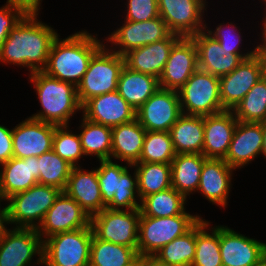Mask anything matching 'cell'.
I'll use <instances>...</instances> for the list:
<instances>
[{"instance_id": "obj_1", "label": "cell", "mask_w": 266, "mask_h": 266, "mask_svg": "<svg viewBox=\"0 0 266 266\" xmlns=\"http://www.w3.org/2000/svg\"><path fill=\"white\" fill-rule=\"evenodd\" d=\"M57 32L37 20V14H27L10 32L0 49V61L26 66L29 72L43 71Z\"/></svg>"}, {"instance_id": "obj_2", "label": "cell", "mask_w": 266, "mask_h": 266, "mask_svg": "<svg viewBox=\"0 0 266 266\" xmlns=\"http://www.w3.org/2000/svg\"><path fill=\"white\" fill-rule=\"evenodd\" d=\"M96 36L79 31L61 40L58 35L51 46L43 72L77 87L92 56L104 45Z\"/></svg>"}, {"instance_id": "obj_3", "label": "cell", "mask_w": 266, "mask_h": 266, "mask_svg": "<svg viewBox=\"0 0 266 266\" xmlns=\"http://www.w3.org/2000/svg\"><path fill=\"white\" fill-rule=\"evenodd\" d=\"M29 78L34 83L42 107V111L31 118L56 126H68L72 115L82 110L77 87L73 84L53 78L43 71L30 73Z\"/></svg>"}, {"instance_id": "obj_4", "label": "cell", "mask_w": 266, "mask_h": 266, "mask_svg": "<svg viewBox=\"0 0 266 266\" xmlns=\"http://www.w3.org/2000/svg\"><path fill=\"white\" fill-rule=\"evenodd\" d=\"M61 192L56 187L37 183L10 196L6 199L9 204L4 207L5 225L14 223L17 228L37 229Z\"/></svg>"}, {"instance_id": "obj_5", "label": "cell", "mask_w": 266, "mask_h": 266, "mask_svg": "<svg viewBox=\"0 0 266 266\" xmlns=\"http://www.w3.org/2000/svg\"><path fill=\"white\" fill-rule=\"evenodd\" d=\"M202 217L184 211L172 217L140 216L137 252L153 257L166 244L190 231Z\"/></svg>"}, {"instance_id": "obj_6", "label": "cell", "mask_w": 266, "mask_h": 266, "mask_svg": "<svg viewBox=\"0 0 266 266\" xmlns=\"http://www.w3.org/2000/svg\"><path fill=\"white\" fill-rule=\"evenodd\" d=\"M124 66V56L107 49L104 44L92 56L88 69L77 86L80 104L83 106L90 98L116 91Z\"/></svg>"}, {"instance_id": "obj_7", "label": "cell", "mask_w": 266, "mask_h": 266, "mask_svg": "<svg viewBox=\"0 0 266 266\" xmlns=\"http://www.w3.org/2000/svg\"><path fill=\"white\" fill-rule=\"evenodd\" d=\"M109 160H100L97 168V179L100 185L102 202L109 209L134 210L139 209L141 202L138 197V177L136 170L134 178L129 174L127 166H122Z\"/></svg>"}, {"instance_id": "obj_8", "label": "cell", "mask_w": 266, "mask_h": 266, "mask_svg": "<svg viewBox=\"0 0 266 266\" xmlns=\"http://www.w3.org/2000/svg\"><path fill=\"white\" fill-rule=\"evenodd\" d=\"M91 224L43 240V264L46 266H89L93 237Z\"/></svg>"}, {"instance_id": "obj_9", "label": "cell", "mask_w": 266, "mask_h": 266, "mask_svg": "<svg viewBox=\"0 0 266 266\" xmlns=\"http://www.w3.org/2000/svg\"><path fill=\"white\" fill-rule=\"evenodd\" d=\"M178 94L183 114L207 116L224 111L220 99L219 77L199 68L178 90Z\"/></svg>"}, {"instance_id": "obj_10", "label": "cell", "mask_w": 266, "mask_h": 266, "mask_svg": "<svg viewBox=\"0 0 266 266\" xmlns=\"http://www.w3.org/2000/svg\"><path fill=\"white\" fill-rule=\"evenodd\" d=\"M140 210L105 208L91 217L94 235L106 242L137 248Z\"/></svg>"}, {"instance_id": "obj_11", "label": "cell", "mask_w": 266, "mask_h": 266, "mask_svg": "<svg viewBox=\"0 0 266 266\" xmlns=\"http://www.w3.org/2000/svg\"><path fill=\"white\" fill-rule=\"evenodd\" d=\"M43 238L37 229H7L0 231V266H30L35 255L37 264H43Z\"/></svg>"}, {"instance_id": "obj_12", "label": "cell", "mask_w": 266, "mask_h": 266, "mask_svg": "<svg viewBox=\"0 0 266 266\" xmlns=\"http://www.w3.org/2000/svg\"><path fill=\"white\" fill-rule=\"evenodd\" d=\"M206 3V0H158L159 15L172 34L192 37L208 28L202 21Z\"/></svg>"}, {"instance_id": "obj_13", "label": "cell", "mask_w": 266, "mask_h": 266, "mask_svg": "<svg viewBox=\"0 0 266 266\" xmlns=\"http://www.w3.org/2000/svg\"><path fill=\"white\" fill-rule=\"evenodd\" d=\"M222 266H263L266 263V243L219 226Z\"/></svg>"}, {"instance_id": "obj_14", "label": "cell", "mask_w": 266, "mask_h": 266, "mask_svg": "<svg viewBox=\"0 0 266 266\" xmlns=\"http://www.w3.org/2000/svg\"><path fill=\"white\" fill-rule=\"evenodd\" d=\"M182 114L178 91L158 90L136 110V119L146 131H167Z\"/></svg>"}, {"instance_id": "obj_15", "label": "cell", "mask_w": 266, "mask_h": 266, "mask_svg": "<svg viewBox=\"0 0 266 266\" xmlns=\"http://www.w3.org/2000/svg\"><path fill=\"white\" fill-rule=\"evenodd\" d=\"M265 67L255 54L228 75L219 78L220 99L224 110H233L248 91L263 77Z\"/></svg>"}, {"instance_id": "obj_16", "label": "cell", "mask_w": 266, "mask_h": 266, "mask_svg": "<svg viewBox=\"0 0 266 266\" xmlns=\"http://www.w3.org/2000/svg\"><path fill=\"white\" fill-rule=\"evenodd\" d=\"M56 125L28 117L12 129L13 157H38L53 150Z\"/></svg>"}, {"instance_id": "obj_17", "label": "cell", "mask_w": 266, "mask_h": 266, "mask_svg": "<svg viewBox=\"0 0 266 266\" xmlns=\"http://www.w3.org/2000/svg\"><path fill=\"white\" fill-rule=\"evenodd\" d=\"M196 44L198 52V67L216 77L231 73L244 59L256 54V49L244 54H233L220 46V43L206 33L200 31L191 37Z\"/></svg>"}, {"instance_id": "obj_18", "label": "cell", "mask_w": 266, "mask_h": 266, "mask_svg": "<svg viewBox=\"0 0 266 266\" xmlns=\"http://www.w3.org/2000/svg\"><path fill=\"white\" fill-rule=\"evenodd\" d=\"M124 22L123 26L112 32L106 39L112 45L119 46V50L113 49L112 51L121 56L133 49L163 40L171 34L161 17L143 22L127 20Z\"/></svg>"}, {"instance_id": "obj_19", "label": "cell", "mask_w": 266, "mask_h": 266, "mask_svg": "<svg viewBox=\"0 0 266 266\" xmlns=\"http://www.w3.org/2000/svg\"><path fill=\"white\" fill-rule=\"evenodd\" d=\"M90 222V216L81 206L65 192H61L47 211L37 231L46 239L58 233L86 228Z\"/></svg>"}, {"instance_id": "obj_20", "label": "cell", "mask_w": 266, "mask_h": 266, "mask_svg": "<svg viewBox=\"0 0 266 266\" xmlns=\"http://www.w3.org/2000/svg\"><path fill=\"white\" fill-rule=\"evenodd\" d=\"M198 52L191 37H182L172 48L159 87L178 91L198 69Z\"/></svg>"}, {"instance_id": "obj_21", "label": "cell", "mask_w": 266, "mask_h": 266, "mask_svg": "<svg viewBox=\"0 0 266 266\" xmlns=\"http://www.w3.org/2000/svg\"><path fill=\"white\" fill-rule=\"evenodd\" d=\"M83 117L87 120L114 127L136 119V110L118 91L90 98L83 106Z\"/></svg>"}, {"instance_id": "obj_22", "label": "cell", "mask_w": 266, "mask_h": 266, "mask_svg": "<svg viewBox=\"0 0 266 266\" xmlns=\"http://www.w3.org/2000/svg\"><path fill=\"white\" fill-rule=\"evenodd\" d=\"M237 122L232 110L204 116L202 154L206 158L225 159Z\"/></svg>"}, {"instance_id": "obj_23", "label": "cell", "mask_w": 266, "mask_h": 266, "mask_svg": "<svg viewBox=\"0 0 266 266\" xmlns=\"http://www.w3.org/2000/svg\"><path fill=\"white\" fill-rule=\"evenodd\" d=\"M181 38L171 33L163 40L133 49L124 55L125 65L131 70L159 79L173 46Z\"/></svg>"}, {"instance_id": "obj_24", "label": "cell", "mask_w": 266, "mask_h": 266, "mask_svg": "<svg viewBox=\"0 0 266 266\" xmlns=\"http://www.w3.org/2000/svg\"><path fill=\"white\" fill-rule=\"evenodd\" d=\"M263 129L261 123L238 121L225 161L233 168H243L262 154Z\"/></svg>"}, {"instance_id": "obj_25", "label": "cell", "mask_w": 266, "mask_h": 266, "mask_svg": "<svg viewBox=\"0 0 266 266\" xmlns=\"http://www.w3.org/2000/svg\"><path fill=\"white\" fill-rule=\"evenodd\" d=\"M64 192L73 198L90 218L106 208L102 202L97 168L88 172L79 165L72 167Z\"/></svg>"}, {"instance_id": "obj_26", "label": "cell", "mask_w": 266, "mask_h": 266, "mask_svg": "<svg viewBox=\"0 0 266 266\" xmlns=\"http://www.w3.org/2000/svg\"><path fill=\"white\" fill-rule=\"evenodd\" d=\"M0 168V192L5 201L10 196L26 191L38 183V157H12Z\"/></svg>"}, {"instance_id": "obj_27", "label": "cell", "mask_w": 266, "mask_h": 266, "mask_svg": "<svg viewBox=\"0 0 266 266\" xmlns=\"http://www.w3.org/2000/svg\"><path fill=\"white\" fill-rule=\"evenodd\" d=\"M233 170L235 169L231 168L224 159L206 158L197 191H201L200 193L212 204L226 207Z\"/></svg>"}, {"instance_id": "obj_28", "label": "cell", "mask_w": 266, "mask_h": 266, "mask_svg": "<svg viewBox=\"0 0 266 266\" xmlns=\"http://www.w3.org/2000/svg\"><path fill=\"white\" fill-rule=\"evenodd\" d=\"M145 136L146 130L137 119L112 127L111 158L122 160L129 167L137 163Z\"/></svg>"}, {"instance_id": "obj_29", "label": "cell", "mask_w": 266, "mask_h": 266, "mask_svg": "<svg viewBox=\"0 0 266 266\" xmlns=\"http://www.w3.org/2000/svg\"><path fill=\"white\" fill-rule=\"evenodd\" d=\"M176 154H202L204 116L181 114L169 130Z\"/></svg>"}, {"instance_id": "obj_30", "label": "cell", "mask_w": 266, "mask_h": 266, "mask_svg": "<svg viewBox=\"0 0 266 266\" xmlns=\"http://www.w3.org/2000/svg\"><path fill=\"white\" fill-rule=\"evenodd\" d=\"M159 88V79L138 71L122 68L117 91L135 110H138Z\"/></svg>"}, {"instance_id": "obj_31", "label": "cell", "mask_w": 266, "mask_h": 266, "mask_svg": "<svg viewBox=\"0 0 266 266\" xmlns=\"http://www.w3.org/2000/svg\"><path fill=\"white\" fill-rule=\"evenodd\" d=\"M206 157L199 153L176 154L171 162V184L186 198L197 191Z\"/></svg>"}, {"instance_id": "obj_32", "label": "cell", "mask_w": 266, "mask_h": 266, "mask_svg": "<svg viewBox=\"0 0 266 266\" xmlns=\"http://www.w3.org/2000/svg\"><path fill=\"white\" fill-rule=\"evenodd\" d=\"M130 167L135 168L137 173L140 200L172 187L171 163L137 162Z\"/></svg>"}, {"instance_id": "obj_33", "label": "cell", "mask_w": 266, "mask_h": 266, "mask_svg": "<svg viewBox=\"0 0 266 266\" xmlns=\"http://www.w3.org/2000/svg\"><path fill=\"white\" fill-rule=\"evenodd\" d=\"M186 197L173 187L139 200L141 216L172 217L185 211Z\"/></svg>"}, {"instance_id": "obj_34", "label": "cell", "mask_w": 266, "mask_h": 266, "mask_svg": "<svg viewBox=\"0 0 266 266\" xmlns=\"http://www.w3.org/2000/svg\"><path fill=\"white\" fill-rule=\"evenodd\" d=\"M138 257L137 248L102 241L93 234L89 266H128Z\"/></svg>"}, {"instance_id": "obj_35", "label": "cell", "mask_w": 266, "mask_h": 266, "mask_svg": "<svg viewBox=\"0 0 266 266\" xmlns=\"http://www.w3.org/2000/svg\"><path fill=\"white\" fill-rule=\"evenodd\" d=\"M79 134L84 154L95 155L100 160L111 159L112 127L97 124L82 118Z\"/></svg>"}, {"instance_id": "obj_36", "label": "cell", "mask_w": 266, "mask_h": 266, "mask_svg": "<svg viewBox=\"0 0 266 266\" xmlns=\"http://www.w3.org/2000/svg\"><path fill=\"white\" fill-rule=\"evenodd\" d=\"M196 250V225L162 247L153 258L166 266H191Z\"/></svg>"}, {"instance_id": "obj_37", "label": "cell", "mask_w": 266, "mask_h": 266, "mask_svg": "<svg viewBox=\"0 0 266 266\" xmlns=\"http://www.w3.org/2000/svg\"><path fill=\"white\" fill-rule=\"evenodd\" d=\"M208 225L210 223L204 219L196 224V250L191 266H222L219 226L211 228L212 232H206Z\"/></svg>"}, {"instance_id": "obj_38", "label": "cell", "mask_w": 266, "mask_h": 266, "mask_svg": "<svg viewBox=\"0 0 266 266\" xmlns=\"http://www.w3.org/2000/svg\"><path fill=\"white\" fill-rule=\"evenodd\" d=\"M232 111L238 121L261 123L266 119V78L264 76Z\"/></svg>"}, {"instance_id": "obj_39", "label": "cell", "mask_w": 266, "mask_h": 266, "mask_svg": "<svg viewBox=\"0 0 266 266\" xmlns=\"http://www.w3.org/2000/svg\"><path fill=\"white\" fill-rule=\"evenodd\" d=\"M72 167L53 150L43 153L38 156V183L56 187L64 192Z\"/></svg>"}, {"instance_id": "obj_40", "label": "cell", "mask_w": 266, "mask_h": 266, "mask_svg": "<svg viewBox=\"0 0 266 266\" xmlns=\"http://www.w3.org/2000/svg\"><path fill=\"white\" fill-rule=\"evenodd\" d=\"M176 152L167 131H146L143 149L138 162L171 163Z\"/></svg>"}, {"instance_id": "obj_41", "label": "cell", "mask_w": 266, "mask_h": 266, "mask_svg": "<svg viewBox=\"0 0 266 266\" xmlns=\"http://www.w3.org/2000/svg\"><path fill=\"white\" fill-rule=\"evenodd\" d=\"M67 127L69 126L62 125L55 127L53 151L73 167H77L79 159L85 154L79 134L68 131L67 129L69 128Z\"/></svg>"}, {"instance_id": "obj_42", "label": "cell", "mask_w": 266, "mask_h": 266, "mask_svg": "<svg viewBox=\"0 0 266 266\" xmlns=\"http://www.w3.org/2000/svg\"><path fill=\"white\" fill-rule=\"evenodd\" d=\"M160 17L158 0H128L125 20L143 22Z\"/></svg>"}, {"instance_id": "obj_43", "label": "cell", "mask_w": 266, "mask_h": 266, "mask_svg": "<svg viewBox=\"0 0 266 266\" xmlns=\"http://www.w3.org/2000/svg\"><path fill=\"white\" fill-rule=\"evenodd\" d=\"M27 14L20 8L6 4L0 8V49L9 32L21 22Z\"/></svg>"}, {"instance_id": "obj_44", "label": "cell", "mask_w": 266, "mask_h": 266, "mask_svg": "<svg viewBox=\"0 0 266 266\" xmlns=\"http://www.w3.org/2000/svg\"><path fill=\"white\" fill-rule=\"evenodd\" d=\"M223 26L224 25L219 24V26L216 27L215 31L207 29L205 30L210 36H212L220 43L221 47L227 50H232L233 54H242V52L240 53V48H239L240 47L239 44L241 43V37H242L240 36L241 33L240 32L238 33L235 25L231 26L230 28L226 27L227 29L229 28L228 31Z\"/></svg>"}, {"instance_id": "obj_45", "label": "cell", "mask_w": 266, "mask_h": 266, "mask_svg": "<svg viewBox=\"0 0 266 266\" xmlns=\"http://www.w3.org/2000/svg\"><path fill=\"white\" fill-rule=\"evenodd\" d=\"M13 157L12 129L0 125V165Z\"/></svg>"}, {"instance_id": "obj_46", "label": "cell", "mask_w": 266, "mask_h": 266, "mask_svg": "<svg viewBox=\"0 0 266 266\" xmlns=\"http://www.w3.org/2000/svg\"><path fill=\"white\" fill-rule=\"evenodd\" d=\"M41 0H7L6 4L22 9L26 14H37Z\"/></svg>"}, {"instance_id": "obj_47", "label": "cell", "mask_w": 266, "mask_h": 266, "mask_svg": "<svg viewBox=\"0 0 266 266\" xmlns=\"http://www.w3.org/2000/svg\"><path fill=\"white\" fill-rule=\"evenodd\" d=\"M263 26H262V44L257 45L256 47H254L256 49V55L259 57V59L263 62V65L265 67L266 71V19H263Z\"/></svg>"}, {"instance_id": "obj_48", "label": "cell", "mask_w": 266, "mask_h": 266, "mask_svg": "<svg viewBox=\"0 0 266 266\" xmlns=\"http://www.w3.org/2000/svg\"><path fill=\"white\" fill-rule=\"evenodd\" d=\"M261 126L263 129V148H262V155L266 158V119L261 122Z\"/></svg>"}, {"instance_id": "obj_49", "label": "cell", "mask_w": 266, "mask_h": 266, "mask_svg": "<svg viewBox=\"0 0 266 266\" xmlns=\"http://www.w3.org/2000/svg\"><path fill=\"white\" fill-rule=\"evenodd\" d=\"M144 266H166L157 262L153 257L144 256Z\"/></svg>"}, {"instance_id": "obj_50", "label": "cell", "mask_w": 266, "mask_h": 266, "mask_svg": "<svg viewBox=\"0 0 266 266\" xmlns=\"http://www.w3.org/2000/svg\"><path fill=\"white\" fill-rule=\"evenodd\" d=\"M2 200H3L2 197H0V201H2ZM0 206H1V204H0ZM4 226H5V210L3 207L2 209L0 208V231L3 229Z\"/></svg>"}, {"instance_id": "obj_51", "label": "cell", "mask_w": 266, "mask_h": 266, "mask_svg": "<svg viewBox=\"0 0 266 266\" xmlns=\"http://www.w3.org/2000/svg\"><path fill=\"white\" fill-rule=\"evenodd\" d=\"M128 266H144V256H139Z\"/></svg>"}, {"instance_id": "obj_52", "label": "cell", "mask_w": 266, "mask_h": 266, "mask_svg": "<svg viewBox=\"0 0 266 266\" xmlns=\"http://www.w3.org/2000/svg\"><path fill=\"white\" fill-rule=\"evenodd\" d=\"M263 76L266 78V71H264Z\"/></svg>"}]
</instances>
